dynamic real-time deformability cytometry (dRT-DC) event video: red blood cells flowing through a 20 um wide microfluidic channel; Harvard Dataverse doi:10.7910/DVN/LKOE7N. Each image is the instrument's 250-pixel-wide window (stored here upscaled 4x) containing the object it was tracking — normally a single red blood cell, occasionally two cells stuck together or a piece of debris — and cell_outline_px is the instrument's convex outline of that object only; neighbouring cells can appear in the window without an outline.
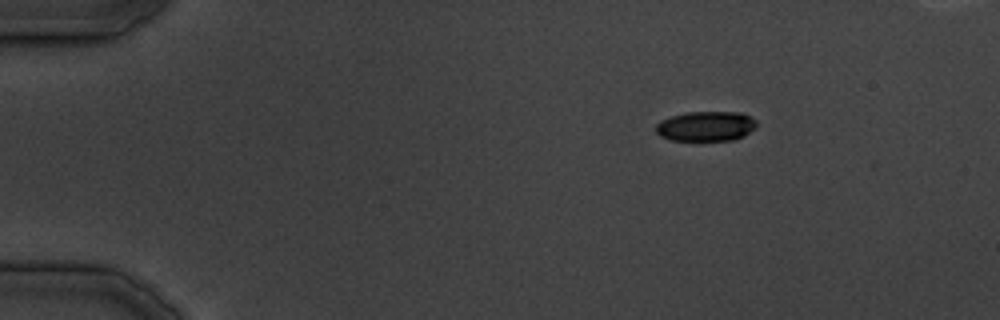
{"species": "common noctule bat (a hibernating species)", "species_latin": "Nyctalus noctula", "temperature_condition": "cold", "stored_images_in_passage": 19, "camera_frame_rate_fps": 3000, "um_per_image_px": 0.085, "animal": {"sex": "male", "body_mass_g": 19.5, "forearm_length_mm": 54.6}, "frame": {"image": 1, "passage_image": 1, "time_ms": 0.0, "image_size_px": [1000, 320], "cell_outline_px": [[756, 128], [744, 136], [732, 140], [672, 140], [660, 136], [656, 132], [656, 124], [660, 120], [672, 116], [688, 112], [740, 112], [756, 120]], "centroid_in_image_um": [60.01, 10.73], "position_along_channel_um": 25.0, "area_um2": 17.51}}
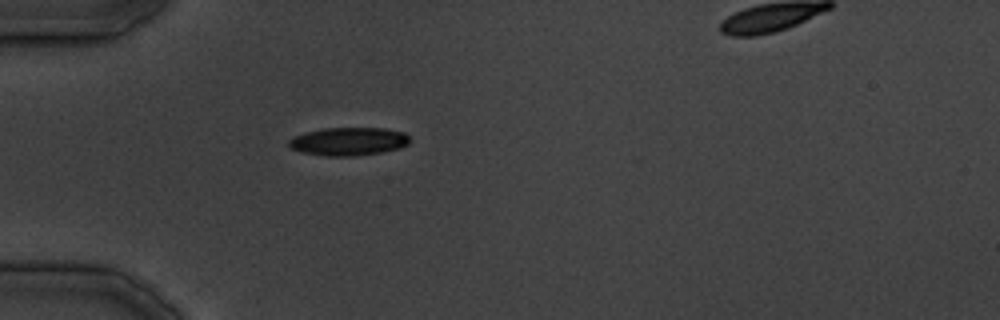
{"frame": {"image": 2, "passage_image": 7, "time_ms": 7.0, "image_size_px": [1000, 320], "cell_outline_px": [[412, 140], [408, 144], [400, 148], [380, 152], [352, 156], [328, 156], [300, 152], [292, 148], [288, 144], [288, 140], [292, 136], [304, 132], [324, 128], [384, 128], [404, 132]], "centroid_in_image_um": [29.62, 12.01], "position_along_channel_um": 55.4, "area_um2": 19.94}}
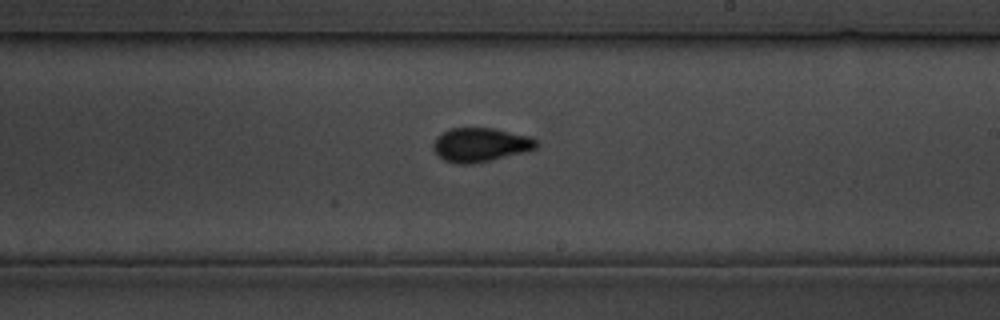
{"frame": {"image": 3, "passage_image": 18, "time_ms": 20.667, "image_size_px": [1000, 320], "cell_outline_px": [[540, 144], [532, 152], [472, 164], [456, 164], [444, 160], [436, 156], [432, 148], [432, 144], [436, 136], [452, 128], [492, 128], [532, 136]], "centroid_in_image_um": [40.88, 12.33], "position_along_channel_um": 248.1, "area_um2": 21.04}}